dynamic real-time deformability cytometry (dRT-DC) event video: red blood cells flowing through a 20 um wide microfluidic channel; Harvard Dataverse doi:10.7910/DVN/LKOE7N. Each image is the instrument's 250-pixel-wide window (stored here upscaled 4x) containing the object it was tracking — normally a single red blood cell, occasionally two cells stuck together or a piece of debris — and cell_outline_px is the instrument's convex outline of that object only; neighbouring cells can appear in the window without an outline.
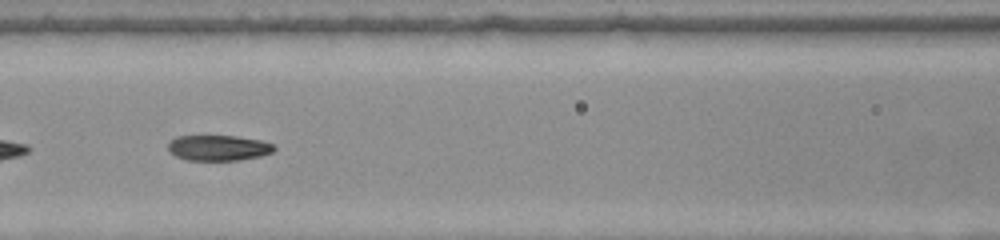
{"species": "common noctule bat (a hibernating species)", "species_latin": "Nyctalus noctula", "temperature_condition": "warm", "stored_images_in_passage": 47, "camera_frame_rate_fps": 3000, "um_per_image_px": 0.085, "animal": {"sex": "female", "body_mass_g": 22.0, "forearm_length_mm": 56.7}, "frame": {"image": 1, "passage_image": 21, "time_ms": 6.667, "image_size_px": [1000, 240], "cell_outline_px": [[276, 148], [272, 152], [260, 156], [240, 160], [188, 160], [176, 156], [168, 148], [168, 140], [176, 136], [236, 136], [260, 140], [272, 144]], "centroid_in_image_um": [18.55, 12.56], "position_along_channel_um": 148.1, "area_um2": 15.72}}
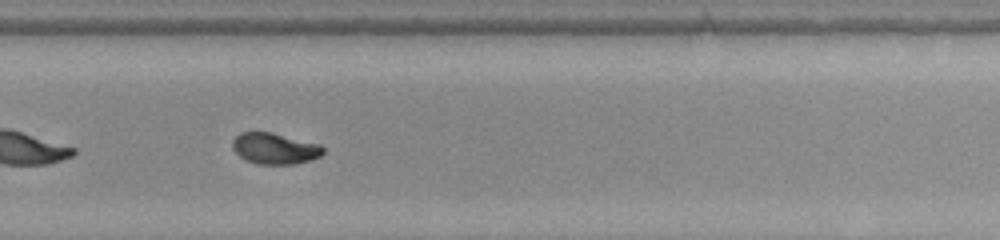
{"frame": {"image": 2, "passage_image": 32, "time_ms": 10.333, "image_size_px": [1000, 240], "cell_outline_px": [[324, 152], [320, 156], [296, 164], [256, 164], [244, 160], [232, 148], [232, 140], [240, 132], [272, 132], [320, 144], [324, 148]], "centroid_in_image_um": [23.34, 12.62], "position_along_channel_um": 306.5, "area_um2": 16.53}}
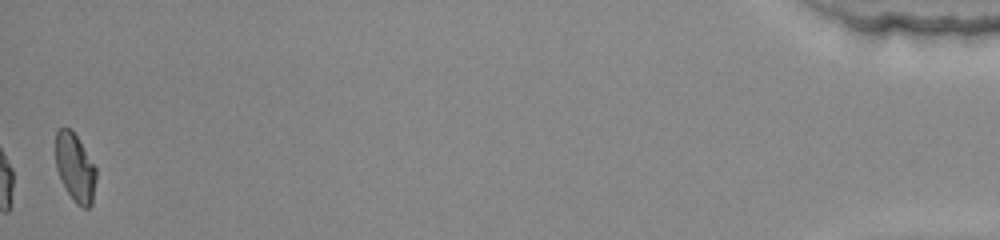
{"frame": {"image": 3, "passage_image": 47, "time_ms": 15.333, "image_size_px": [1000, 240], "cell_outline_px": [[96, 180], [92, 204], [88, 208], [84, 208], [76, 204], [72, 200], [56, 168], [56, 132], [60, 128], [68, 128], [76, 136], [96, 168]], "centroid_in_image_um": [6.4, 14.29], "position_along_channel_um": 428.8, "area_um2": 15.78}}